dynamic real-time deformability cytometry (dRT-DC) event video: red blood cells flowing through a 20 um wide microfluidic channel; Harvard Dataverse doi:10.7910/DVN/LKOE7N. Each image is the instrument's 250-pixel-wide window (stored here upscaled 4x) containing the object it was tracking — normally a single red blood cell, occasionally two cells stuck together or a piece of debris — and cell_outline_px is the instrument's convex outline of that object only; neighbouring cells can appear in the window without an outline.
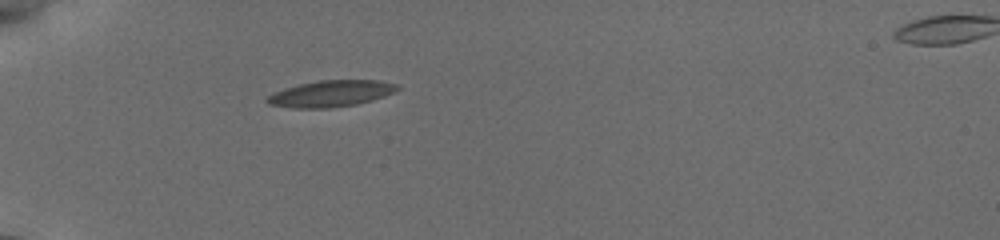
{"species": "common noctule bat (a hibernating species)", "species_latin": "Nyctalus noctula", "temperature_condition": "cold", "stored_images_in_passage": 29, "camera_frame_rate_fps": 3000, "um_per_image_px": 0.085, "animal": {"sex": "female", "body_mass_g": 19.5, "forearm_length_mm": 54.1}, "frame": {"image": 1, "passage_image": 1, "time_ms": 0.0, "image_size_px": [1000, 240], "cell_outline_px": [[400, 88], [384, 96], [372, 100], [356, 104], [332, 108], [292, 108], [268, 104], [264, 100], [268, 96], [276, 92], [300, 84], [320, 80], [376, 80], [396, 84]], "centroid_in_image_um": [28.12, 7.96], "position_along_channel_um": 56.9, "area_um2": 19.77}}
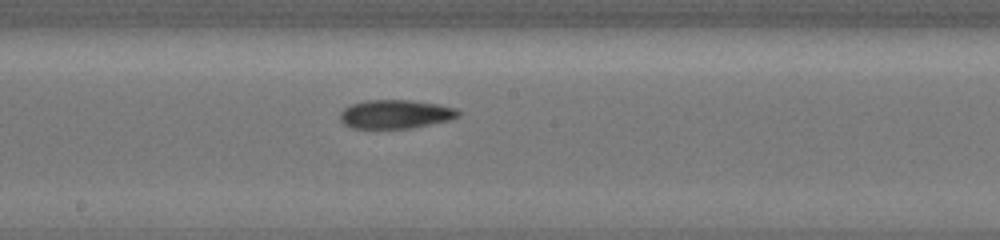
{"frame": {"image": 2, "passage_image": 11, "time_ms": 4.667, "image_size_px": [1000, 240], "cell_outline_px": [[460, 116], [448, 120], [408, 128], [352, 128], [344, 124], [340, 120], [340, 112], [344, 108], [352, 104], [364, 100], [412, 100], [436, 104], [456, 108], [460, 112]], "centroid_in_image_um": [33.59, 9.69], "position_along_channel_um": 214.6, "area_um2": 19.65}}
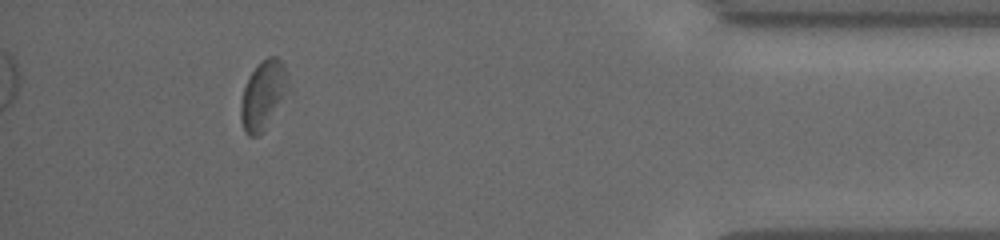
{"frame": {"image": 3, "passage_image": 26, "time_ms": 11.0, "image_size_px": [1000, 240], "cell_outline_px": [[292, 88], [260, 132], [256, 136], [248, 136], [244, 132], [240, 120], [240, 104], [244, 88], [252, 72], [268, 56], [276, 56], [284, 64], [288, 72]], "centroid_in_image_um": [22.41, 8.05], "position_along_channel_um": 412.8, "area_um2": 18.9}, "authors_computed_cell_mechanics": {"area_um2": 19.652, "velocity_mm_per_s": 3.7888, "shape_relaxation_time_tau1_ms": null, "shape_relaxation_time_tau2_ms": 5.1297, "deformation_change_tau1": null, "deformation_change_tau2": 0.1107}}